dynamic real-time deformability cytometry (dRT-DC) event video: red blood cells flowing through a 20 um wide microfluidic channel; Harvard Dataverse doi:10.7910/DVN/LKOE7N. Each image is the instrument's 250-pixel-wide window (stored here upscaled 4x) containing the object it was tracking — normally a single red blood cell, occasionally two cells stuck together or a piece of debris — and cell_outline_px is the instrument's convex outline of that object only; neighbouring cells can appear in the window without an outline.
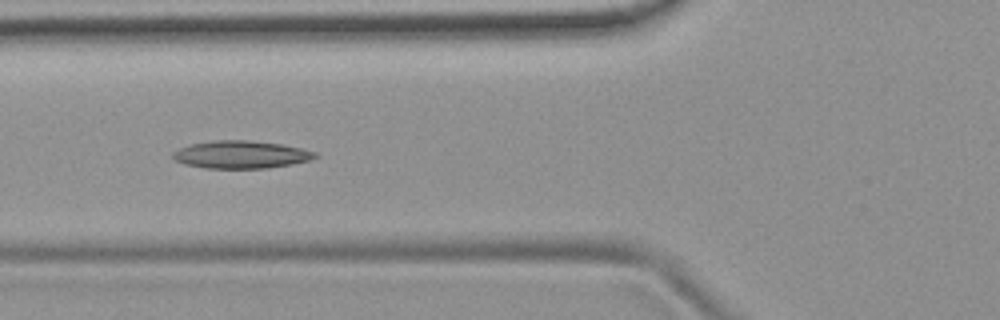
{"species": "common noctule bat (a hibernating species)", "species_latin": "Nyctalus noctula", "temperature_condition": "room temperature", "stored_images_in_passage": 7, "camera_frame_rate_fps": 3000, "um_per_image_px": 0.085, "animal": {"sex": "female", "body_mass_g": 19.9}, "frame": {"image": 1, "passage_image": 6, "time_ms": 5.667, "image_size_px": [1000, 320], "cell_outline_px": [[320, 156], [308, 160], [292, 164], [268, 168], [204, 168], [184, 164], [172, 160], [172, 152], [180, 148], [192, 144], [216, 140], [248, 140], [280, 144], [300, 148], [316, 152]], "centroid_in_image_um": [20.46, 13.14], "position_along_channel_um": 105.3, "area_um2": 22.89}}
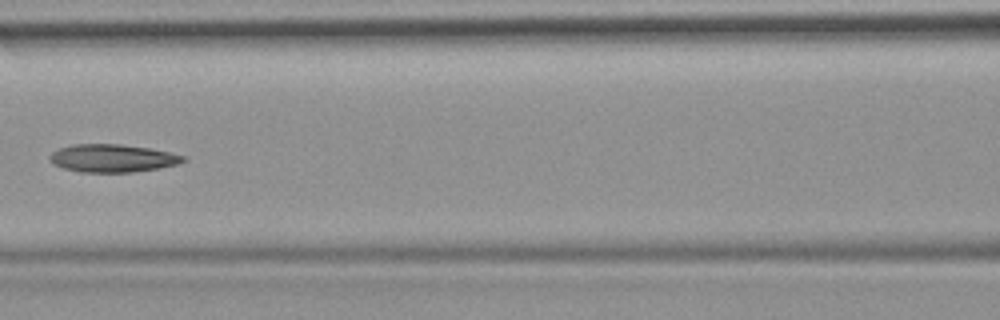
{"frame": {"image": 2, "passage_image": 7, "time_ms": 7.0, "image_size_px": [1000, 320], "cell_outline_px": [[188, 160], [176, 164], [160, 168], [132, 172], [80, 172], [64, 168], [52, 164], [48, 160], [48, 156], [52, 152], [60, 148], [72, 144], [120, 144], [148, 148], [168, 152], [184, 156]], "centroid_in_image_um": [9.52, 13.45], "position_along_channel_um": 157.1, "area_um2": 21.68}}